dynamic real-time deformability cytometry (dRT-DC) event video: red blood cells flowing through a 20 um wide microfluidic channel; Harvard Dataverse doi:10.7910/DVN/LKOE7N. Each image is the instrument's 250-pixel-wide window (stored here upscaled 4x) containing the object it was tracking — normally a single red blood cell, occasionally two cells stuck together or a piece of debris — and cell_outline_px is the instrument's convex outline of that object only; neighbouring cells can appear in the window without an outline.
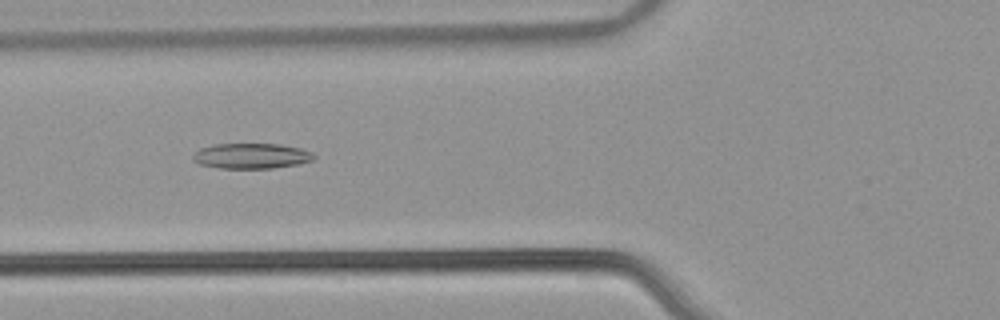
{"species": "common noctule bat (a hibernating species)", "species_latin": "Nyctalus noctula", "temperature_condition": "warm", "stored_images_in_passage": 41, "camera_frame_rate_fps": 3000, "um_per_image_px": 0.085, "animal": {"sex": "male", "body_mass_g": 21.5, "forearm_length_mm": 52.0}, "frame": {"image": 1, "passage_image": 9, "time_ms": 2.667, "image_size_px": [1000, 320], "cell_outline_px": [[316, 156], [312, 160], [300, 164], [272, 168], [220, 168], [200, 164], [192, 160], [192, 156], [200, 148], [216, 144], [280, 144], [300, 148], [312, 152]], "centroid_in_image_um": [21.38, 13.25], "position_along_channel_um": 104.4, "area_um2": 17.86}}
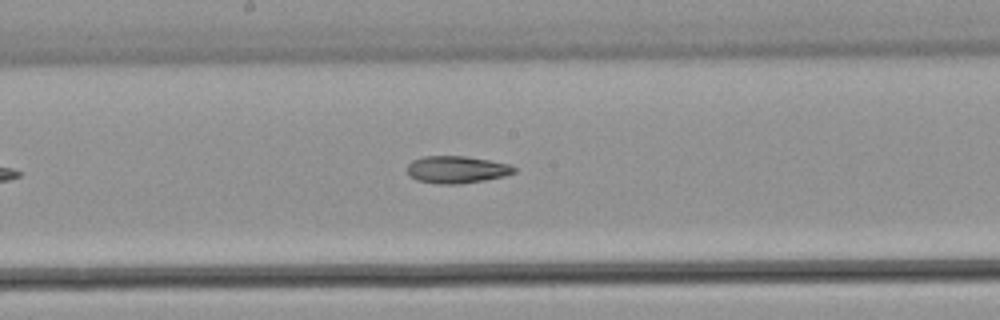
{"frame": {"image": 2, "passage_image": 17, "time_ms": 5.333, "image_size_px": [1000, 320], "cell_outline_px": [[516, 172], [504, 176], [484, 180], [460, 184], [440, 184], [416, 180], [408, 172], [408, 164], [412, 160], [424, 156], [464, 156], [488, 160], [508, 164], [516, 168]], "centroid_in_image_um": [38.82, 14.41], "position_along_channel_um": 209.4, "area_um2": 16.82}}
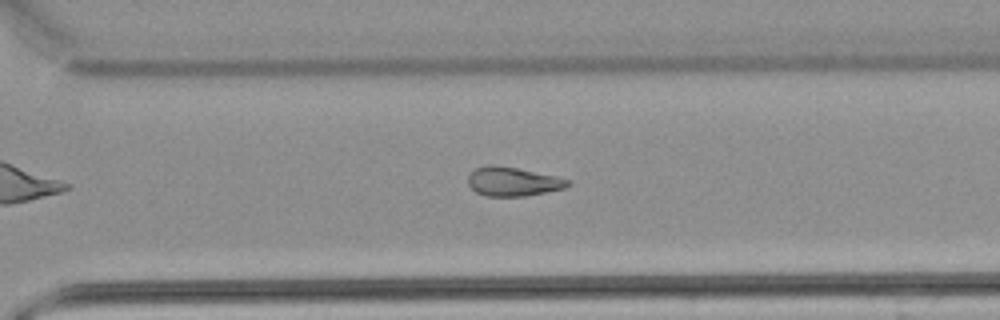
{"frame": {"image": 3, "passage_image": 26, "time_ms": 8.333, "image_size_px": [1000, 320], "cell_outline_px": [[572, 184], [564, 188], [524, 196], [488, 196], [476, 192], [468, 184], [468, 176], [476, 168], [488, 164], [492, 164], [516, 168], [556, 176], [572, 180]], "centroid_in_image_um": [43.61, 15.43], "position_along_channel_um": 327.0, "area_um2": 16.76}, "authors_computed_cell_mechanics": {"area_um2": 17.5134, "velocity_mm_per_s": 3.9285, "shape_relaxation_time_tau1_ms": null, "shape_relaxation_time_tau2_ms": 7.8041, "deformation_change_tau1": null, "deformation_change_tau2": 0.172}}